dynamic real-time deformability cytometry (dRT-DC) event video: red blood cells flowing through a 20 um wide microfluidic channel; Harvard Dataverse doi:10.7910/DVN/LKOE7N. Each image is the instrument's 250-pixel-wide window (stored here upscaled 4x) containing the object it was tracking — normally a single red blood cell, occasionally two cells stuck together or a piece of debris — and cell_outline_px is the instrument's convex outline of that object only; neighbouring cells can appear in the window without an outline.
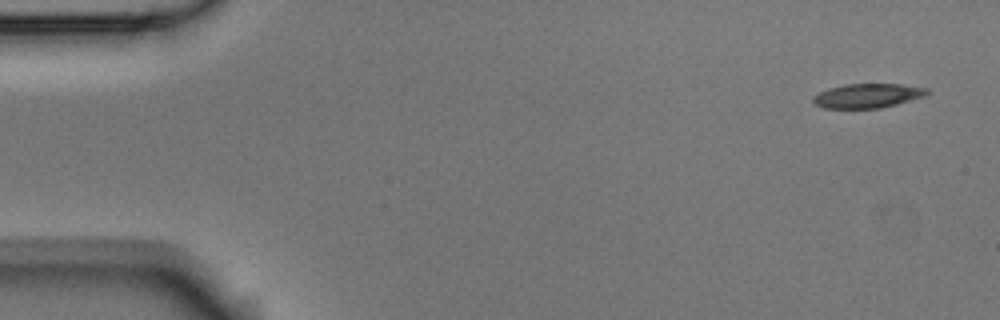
{"species": "Egyptian fruit bat (a non-hibernating species)", "species_latin": "Rousettus aegyptiacus", "temperature_condition": "room temperature", "stored_images_in_passage": 3, "camera_frame_rate_fps": 3000, "um_per_image_px": 0.085, "animal": {"sex": "male"}, "frame": {"image": 1, "passage_image": 1, "time_ms": 0.0, "image_size_px": [1000, 320], "cell_outline_px": [[928, 92], [924, 96], [896, 104], [880, 108], [824, 108], [816, 104], [812, 100], [812, 96], [828, 88], [844, 84], [900, 84], [928, 88]], "centroid_in_image_um": [73.72, 8.13], "position_along_channel_um": 11.3, "area_um2": 16.01}}